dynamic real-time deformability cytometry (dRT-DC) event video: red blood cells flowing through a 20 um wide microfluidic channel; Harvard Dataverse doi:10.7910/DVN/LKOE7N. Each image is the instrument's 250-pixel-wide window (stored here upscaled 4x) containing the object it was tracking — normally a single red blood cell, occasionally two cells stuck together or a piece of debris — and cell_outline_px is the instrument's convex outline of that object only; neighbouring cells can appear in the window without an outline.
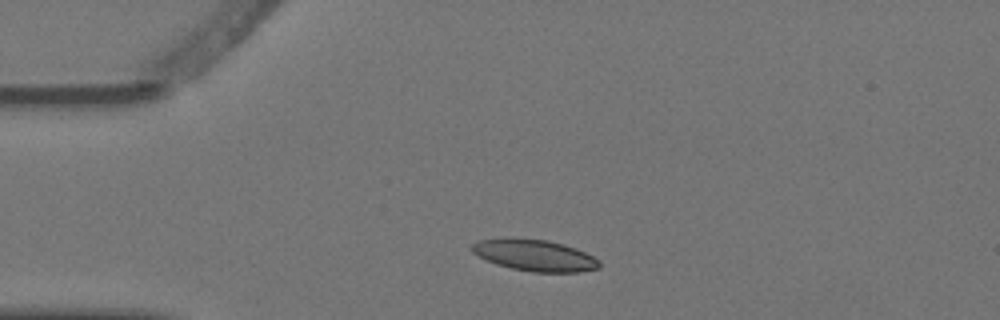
{"species": "Egyptian fruit bat (a non-hibernating species)", "species_latin": "Rousettus aegyptiacus", "temperature_condition": "warm", "stored_images_in_passage": 1, "camera_frame_rate_fps": 3000, "um_per_image_px": 0.085, "animal": {"sex": "female"}, "frame": {"image": 1, "passage_image": 1, "time_ms": 0.0, "image_size_px": [1000, 320], "cell_outline_px": [[600, 268], [580, 272], [532, 272], [512, 268], [496, 264], [472, 252], [472, 244], [480, 240], [512, 236], [548, 240], [564, 244], [576, 248], [600, 260]], "centroid_in_image_um": [45.46, 21.68], "position_along_channel_um": 39.5, "area_um2": 23.58}}